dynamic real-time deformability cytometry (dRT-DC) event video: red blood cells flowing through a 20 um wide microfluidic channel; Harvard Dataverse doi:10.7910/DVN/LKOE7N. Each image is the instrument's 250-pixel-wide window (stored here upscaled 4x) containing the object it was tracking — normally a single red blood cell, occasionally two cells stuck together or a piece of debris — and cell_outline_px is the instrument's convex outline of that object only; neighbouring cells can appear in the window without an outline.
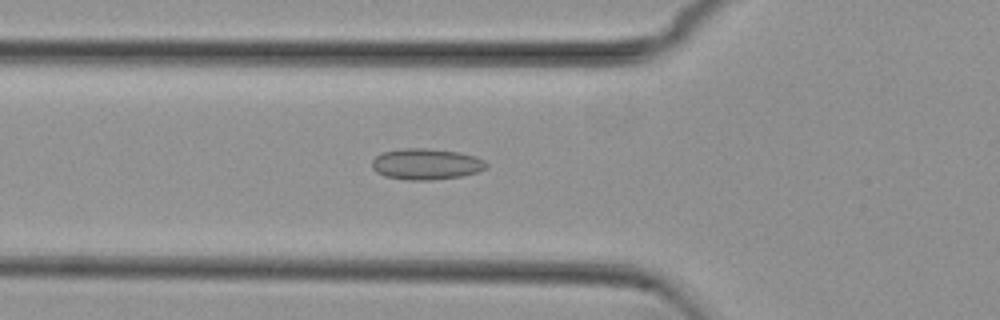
{"species": "common noctule bat (a hibernating species)", "species_latin": "Nyctalus noctula", "temperature_condition": "cold", "stored_images_in_passage": 52, "camera_frame_rate_fps": 3000, "um_per_image_px": 0.085, "animal": {"sex": "female", "body_mass_g": 29.2, "forearm_length_mm": 56.3}, "frame": {"image": 1, "passage_image": 17, "time_ms": 5.333, "image_size_px": [1000, 320], "cell_outline_px": [[488, 164], [484, 168], [476, 172], [464, 176], [432, 180], [408, 180], [384, 176], [376, 172], [372, 168], [372, 160], [376, 156], [384, 152], [400, 148], [428, 148], [460, 152], [476, 156], [484, 160]], "centroid_in_image_um": [36.22, 13.94], "position_along_channel_um": 89.6, "area_um2": 20.87}}
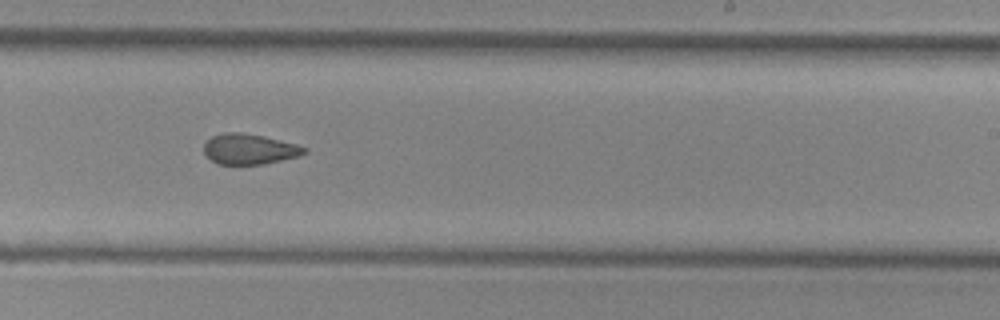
{"frame": {"image": 2, "passage_image": 31, "time_ms": 10.0, "image_size_px": [1000, 320], "cell_outline_px": [[308, 152], [300, 156], [264, 164], [216, 164], [204, 152], [204, 144], [212, 136], [224, 132], [240, 132], [264, 136], [296, 144], [308, 148]], "centroid_in_image_um": [21.23, 12.67], "position_along_channel_um": 267.8, "area_um2": 17.86}}
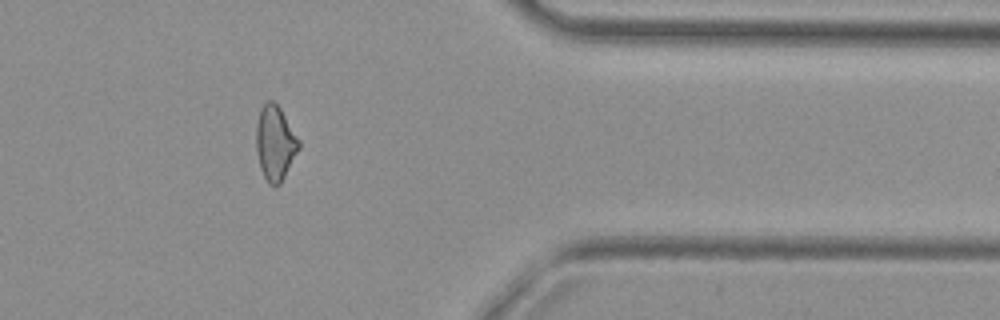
{"frame": {"image": 3, "passage_image": 42, "time_ms": 13.667, "image_size_px": [1000, 320], "cell_outline_px": [[300, 148], [280, 184], [276, 188], [268, 184], [260, 168], [256, 152], [256, 124], [260, 108], [268, 100], [272, 100], [280, 108], [300, 140]], "centroid_in_image_um": [23.38, 12.18], "position_along_channel_um": 388.0, "area_um2": 18.73}, "authors_computed_cell_mechanics": {"area_um2": 18.9873, "velocity_mm_per_s": 3.8149, "shape_relaxation_time_tau1_ms": null, "shape_relaxation_time_tau2_ms": 2.3742, "deformation_change_tau1": null, "deformation_change_tau2": 0.0897}}